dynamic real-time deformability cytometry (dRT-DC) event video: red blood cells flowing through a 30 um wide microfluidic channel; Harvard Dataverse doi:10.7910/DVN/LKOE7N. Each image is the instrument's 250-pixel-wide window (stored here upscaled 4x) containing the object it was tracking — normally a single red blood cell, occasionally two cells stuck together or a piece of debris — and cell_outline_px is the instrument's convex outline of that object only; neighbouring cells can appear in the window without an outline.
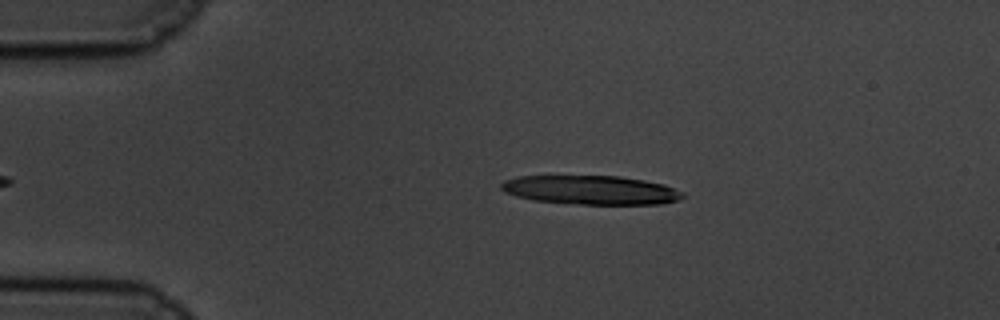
{"species": "common noctule bat (a hibernating species)", "species_latin": "Nyctalus noctula", "temperature_condition": "cold", "stored_images_in_passage": 43, "camera_frame_rate_fps": 3000, "um_per_image_px": 0.085, "animal": {"sex": "male", "body_mass_g": 19.5, "forearm_length_mm": 54.6}, "frame": {"image": 1, "passage_image": 4, "time_ms": 1.0, "image_size_px": [1000, 320], "cell_outline_px": [[684, 196], [680, 200], [664, 204], [580, 204], [532, 200], [516, 196], [504, 192], [500, 188], [500, 184], [504, 180], [520, 176], [620, 176], [644, 180], [664, 184], [684, 192]], "centroid_in_image_um": [50.24, 16.15], "position_along_channel_um": 34.8, "area_um2": 30.81}}
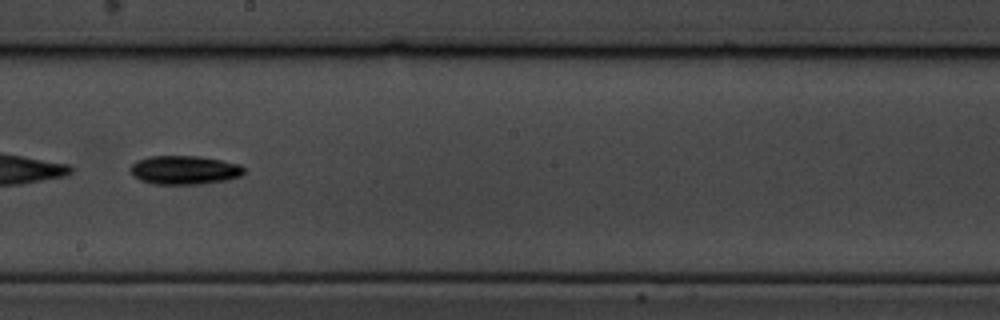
{"frame": {"image": 2, "passage_image": 26, "time_ms": 8.333, "image_size_px": [1000, 320], "cell_outline_px": [[244, 172], [240, 176], [224, 180], [200, 184], [152, 184], [140, 180], [132, 176], [128, 168], [136, 160], [148, 156], [196, 156], [220, 160], [240, 164], [244, 168]], "centroid_in_image_um": [15.61, 14.45], "position_along_channel_um": 232.6, "area_um2": 19.13}}
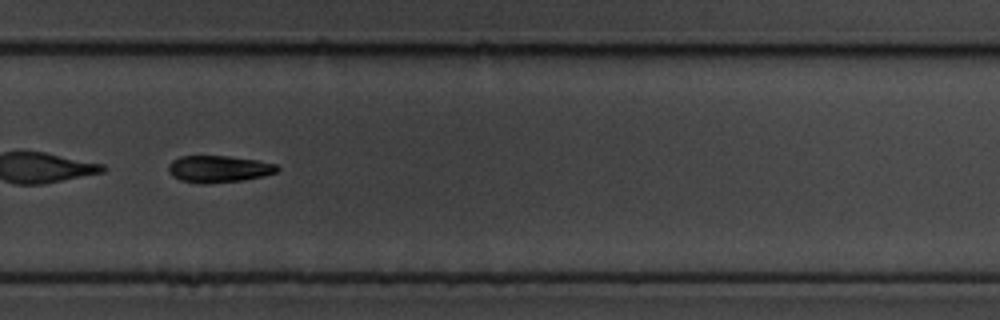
{"frame": {"image": 3, "passage_image": 33, "time_ms": 10.667, "image_size_px": [1000, 320], "cell_outline_px": [[280, 168], [276, 172], [264, 176], [244, 180], [180, 180], [172, 176], [168, 172], [168, 164], [172, 160], [180, 156], [228, 156], [256, 160], [276, 164]], "centroid_in_image_um": [18.61, 14.3], "position_along_channel_um": 311.2, "area_um2": 16.18}, "authors_computed_cell_mechanics": {"area_um2": 18.207, "velocity_mm_per_s": 3.378, "shape_relaxation_time_tau1_ms": 2.6084, "shape_relaxation_time_tau2_ms": null, "deformation_change_tau1": 0.1479, "deformation_change_tau2": null}}